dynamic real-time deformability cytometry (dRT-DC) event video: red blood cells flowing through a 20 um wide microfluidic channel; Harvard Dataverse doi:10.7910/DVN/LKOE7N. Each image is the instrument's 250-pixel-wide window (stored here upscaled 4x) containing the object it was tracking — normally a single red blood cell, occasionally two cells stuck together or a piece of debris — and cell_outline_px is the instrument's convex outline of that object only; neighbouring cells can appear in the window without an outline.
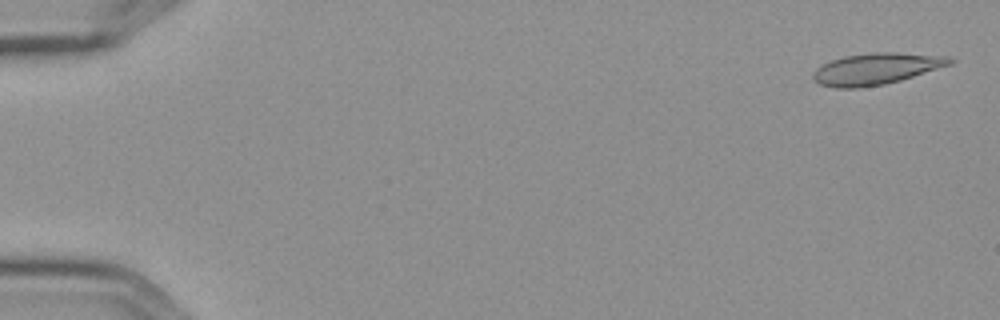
{"species": "Egyptian fruit bat (a non-hibernating species)", "species_latin": "Rousettus aegyptiacus", "temperature_condition": "cold", "stored_images_in_passage": 6, "camera_frame_rate_fps": 3000, "um_per_image_px": 0.085, "frame": {"image": 1, "passage_image": 1, "time_ms": 0.0, "image_size_px": [1000, 320], "cell_outline_px": [[956, 60], [952, 64], [900, 80], [884, 84], [860, 88], [836, 88], [820, 84], [812, 80], [812, 72], [816, 68], [832, 60], [844, 56], [872, 52], [896, 52], [948, 56]], "centroid_in_image_um": [74.47, 5.84], "position_along_channel_um": 10.5, "area_um2": 25.14}}
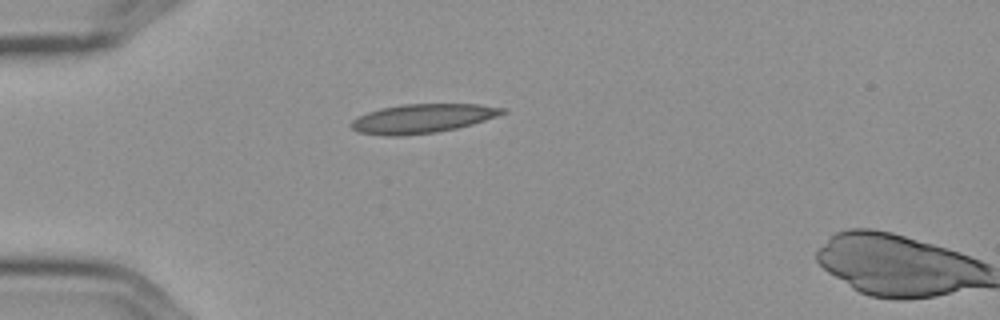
{"frame": {"image": 2, "passage_image": 5, "time_ms": 1.333, "image_size_px": [1000, 320], "cell_outline_px": [[508, 112], [472, 124], [456, 128], [436, 132], [400, 136], [384, 136], [356, 132], [348, 124], [356, 116], [380, 108], [400, 104], [480, 104], [508, 108]], "centroid_in_image_um": [35.87, 10.07], "position_along_channel_um": 49.1, "area_um2": 25.89}}